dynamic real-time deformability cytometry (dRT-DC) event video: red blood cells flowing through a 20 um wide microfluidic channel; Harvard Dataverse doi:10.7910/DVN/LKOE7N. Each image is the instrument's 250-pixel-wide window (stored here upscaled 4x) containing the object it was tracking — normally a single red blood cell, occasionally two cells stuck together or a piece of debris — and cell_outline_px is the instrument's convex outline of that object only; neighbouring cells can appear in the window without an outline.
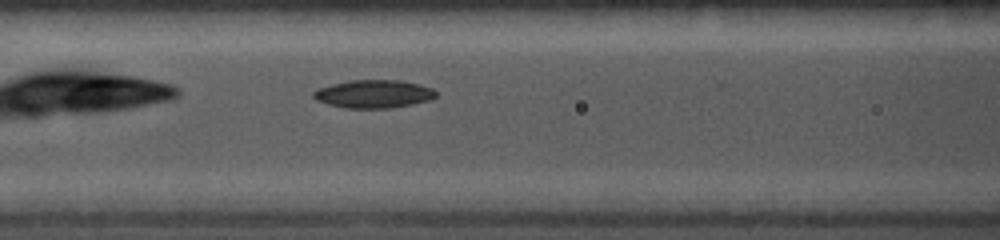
{"species": "common noctule bat (a hibernating species)", "species_latin": "Nyctalus noctula", "temperature_condition": "cold", "stored_images_in_passage": 12, "camera_frame_rate_fps": 5000, "um_per_image_px": 0.085, "animal": {"sex": "female", "body_mass_g": 19.0, "forearm_length_mm": 56.7}, "frame": {"image": 1, "passage_image": 4, "time_ms": 1.4, "image_size_px": [1000, 240], "cell_outline_px": [[436, 96], [428, 100], [412, 104], [392, 108], [344, 108], [328, 104], [316, 100], [312, 96], [312, 92], [316, 88], [348, 80], [400, 80], [432, 88], [436, 92]], "centroid_in_image_um": [31.7, 7.98], "position_along_channel_um": 134.9, "area_um2": 20.06}}
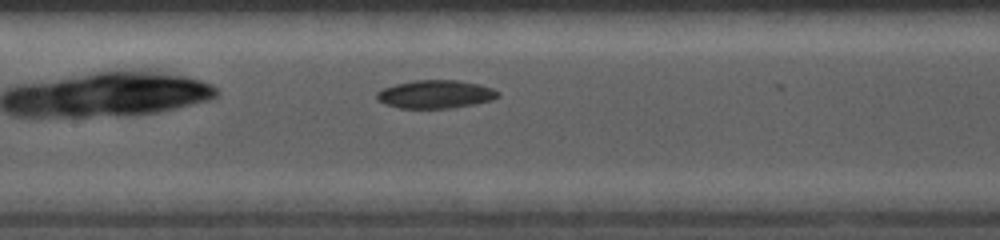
{"frame": {"image": 2, "passage_image": 8, "time_ms": 2.2, "image_size_px": [1000, 240], "cell_outline_px": [[500, 96], [492, 100], [476, 104], [452, 108], [400, 108], [384, 104], [376, 100], [376, 92], [384, 88], [396, 84], [416, 80], [456, 80], [480, 84], [492, 88], [500, 92]], "centroid_in_image_um": [37.03, 8.01], "position_along_channel_um": 170.4, "area_um2": 20.06}}